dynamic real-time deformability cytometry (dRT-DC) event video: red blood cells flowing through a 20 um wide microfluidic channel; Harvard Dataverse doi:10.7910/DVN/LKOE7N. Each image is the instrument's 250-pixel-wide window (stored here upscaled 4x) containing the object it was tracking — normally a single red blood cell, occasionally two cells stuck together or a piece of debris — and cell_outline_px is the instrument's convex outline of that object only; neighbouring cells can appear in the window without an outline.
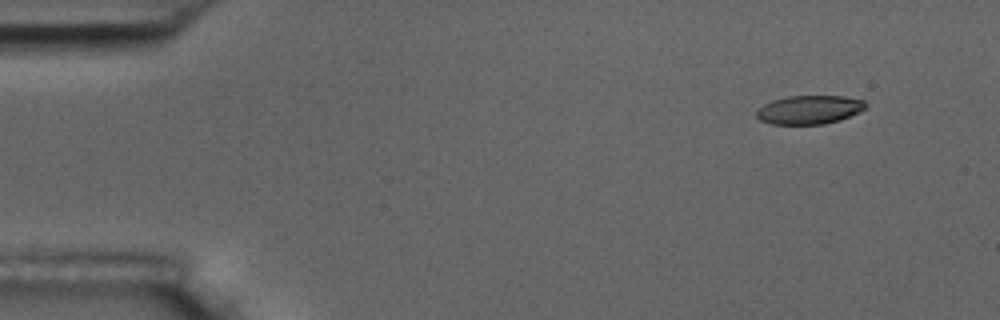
{"species": "common noctule bat (a hibernating species)", "species_latin": "Nyctalus noctula", "temperature_condition": "room temperature", "stored_images_in_passage": 5, "segment_of_instrument_passage": [1, 2], "camera_frame_rate_fps": 3000, "um_per_image_px": 0.085, "animal": {"sex": "male", "body_mass_g": 17.5, "forearm_length_mm": 52.3}, "frame": {"image": 1, "passage_image": 1, "time_ms": 0.0, "image_size_px": [1000, 320], "cell_outline_px": [[868, 108], [860, 112], [840, 120], [824, 124], [772, 124], [760, 120], [756, 116], [756, 108], [772, 100], [788, 96], [844, 96], [864, 100], [868, 104]], "centroid_in_image_um": [68.82, 9.32], "position_along_channel_um": 16.2, "area_um2": 18.5}}
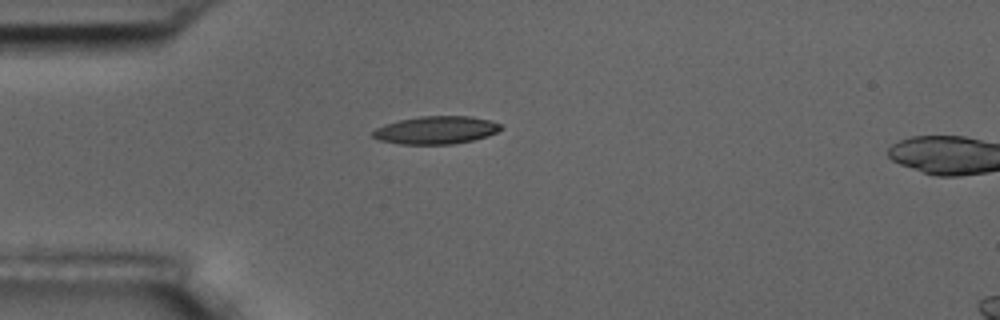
{"frame": {"image": 2, "passage_image": 4, "time_ms": 3.333, "image_size_px": [1000, 320], "cell_outline_px": [[504, 128], [488, 136], [472, 140], [452, 144], [400, 144], [380, 140], [372, 136], [372, 132], [376, 128], [384, 124], [400, 120], [420, 116], [468, 116], [492, 120], [500, 124]], "centroid_in_image_um": [37.08, 11.05], "position_along_channel_um": 47.9, "area_um2": 20.75}}